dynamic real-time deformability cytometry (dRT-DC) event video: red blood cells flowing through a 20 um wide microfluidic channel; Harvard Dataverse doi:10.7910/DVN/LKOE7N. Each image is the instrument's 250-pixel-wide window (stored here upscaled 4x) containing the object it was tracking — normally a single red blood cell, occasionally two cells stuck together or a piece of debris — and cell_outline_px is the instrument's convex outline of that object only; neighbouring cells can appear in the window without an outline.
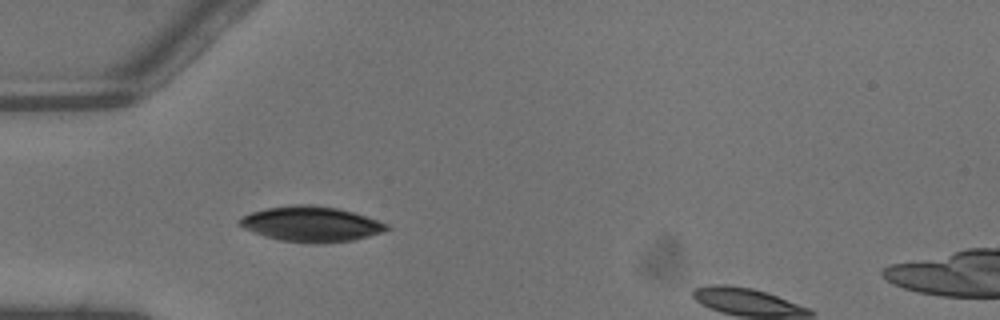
{"species": "common noctule bat (a hibernating species)", "species_latin": "Nyctalus noctula", "temperature_condition": "warm", "stored_images_in_passage": 6, "camera_frame_rate_fps": 3000, "um_per_image_px": 0.085, "animal": {"sex": "male", "body_mass_g": 13.3}, "frame": {"image": 1, "passage_image": 5, "time_ms": 1.333, "image_size_px": [1000, 320], "cell_outline_px": [[392, 228], [384, 232], [352, 240], [324, 244], [312, 244], [280, 240], [264, 236], [244, 228], [236, 224], [236, 220], [240, 216], [252, 212], [268, 208], [292, 204], [312, 204], [336, 208], [352, 212], [388, 224]], "centroid_in_image_um": [26.41, 19.05], "position_along_channel_um": 58.6, "area_um2": 30.46}}